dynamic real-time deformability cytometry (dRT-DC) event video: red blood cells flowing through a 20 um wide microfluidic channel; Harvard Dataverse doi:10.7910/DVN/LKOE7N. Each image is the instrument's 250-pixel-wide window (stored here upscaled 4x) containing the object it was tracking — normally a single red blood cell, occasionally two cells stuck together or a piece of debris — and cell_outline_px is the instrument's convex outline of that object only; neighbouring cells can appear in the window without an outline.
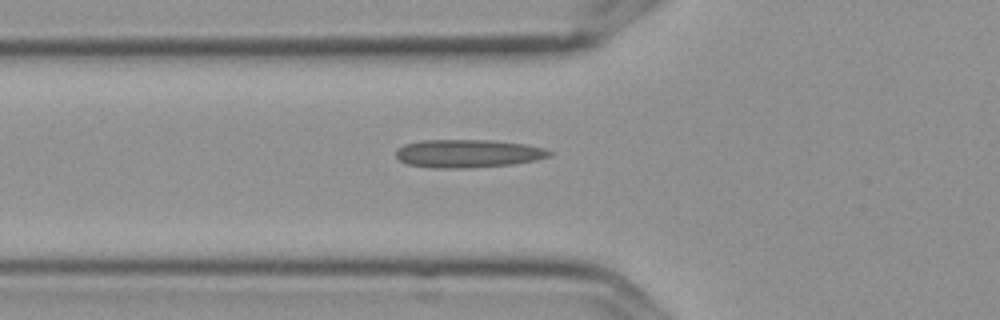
{"species": "Egyptian fruit bat (a non-hibernating species)", "species_latin": "Rousettus aegyptiacus", "temperature_condition": "cold", "stored_images_in_passage": 6, "camera_frame_rate_fps": 3000, "um_per_image_px": 0.085, "frame": {"image": 1, "passage_image": 6, "time_ms": 1.667, "image_size_px": [1000, 320], "cell_outline_px": [[552, 156], [536, 160], [512, 164], [468, 168], [432, 168], [408, 164], [400, 160], [396, 156], [396, 148], [404, 144], [420, 140], [492, 140], [528, 144], [544, 148], [552, 152]], "centroid_in_image_um": [39.78, 13.04], "position_along_channel_um": 86.0, "area_um2": 25.37}}